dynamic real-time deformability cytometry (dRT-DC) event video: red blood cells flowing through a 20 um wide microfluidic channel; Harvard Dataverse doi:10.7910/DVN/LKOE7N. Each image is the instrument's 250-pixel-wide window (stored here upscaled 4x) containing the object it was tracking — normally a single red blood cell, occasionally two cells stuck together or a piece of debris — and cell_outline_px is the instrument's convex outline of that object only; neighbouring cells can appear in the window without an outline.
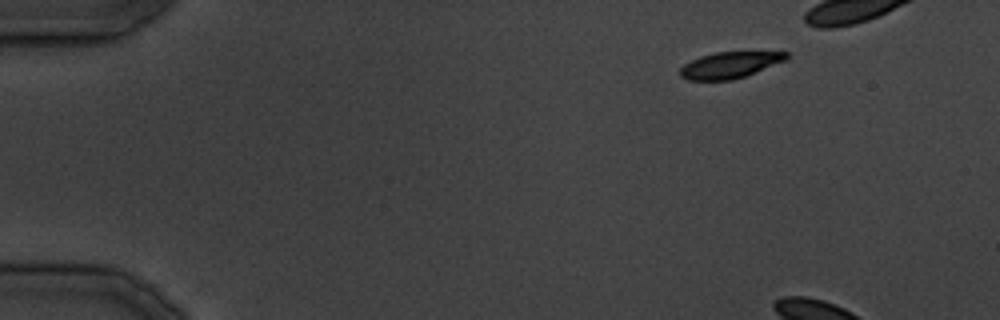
{"species": "common noctule bat (a hibernating species)", "species_latin": "Nyctalus noctula", "temperature_condition": "cold", "stored_images_in_passage": 4, "camera_frame_rate_fps": 3000, "um_per_image_px": 0.085, "animal": {"sex": "male", "body_mass_g": 19.5, "forearm_length_mm": 54.6}, "frame": {"image": 1, "passage_image": 1, "time_ms": 0.0, "image_size_px": [1000, 320], "cell_outline_px": [[792, 56], [788, 60], [744, 76], [732, 80], [688, 80], [680, 76], [680, 68], [684, 64], [700, 56], [716, 52], [788, 52]], "centroid_in_image_um": [62.07, 5.52], "position_along_channel_um": 22.9, "area_um2": 16.3}}